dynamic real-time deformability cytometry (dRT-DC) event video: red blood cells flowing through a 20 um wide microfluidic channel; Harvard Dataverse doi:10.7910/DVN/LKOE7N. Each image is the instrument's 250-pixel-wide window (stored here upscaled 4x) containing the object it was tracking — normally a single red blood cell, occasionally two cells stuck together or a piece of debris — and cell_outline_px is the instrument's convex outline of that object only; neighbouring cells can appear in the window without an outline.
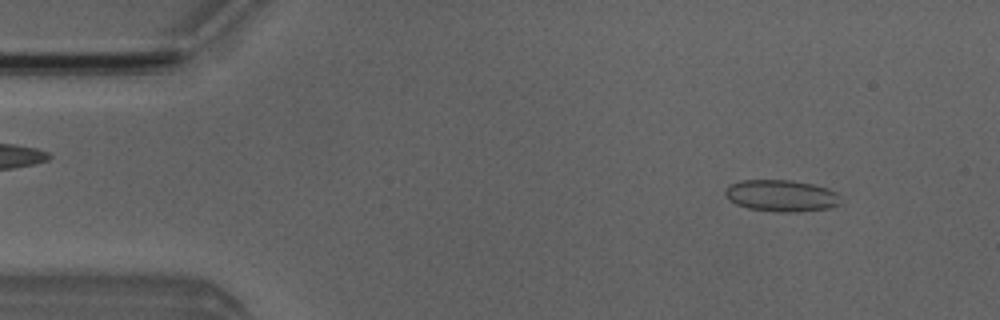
{"species": "Egyptian fruit bat (a non-hibernating species)", "species_latin": "Rousettus aegyptiacus", "temperature_condition": "room temperature", "stored_images_in_passage": 2, "camera_frame_rate_fps": 3000, "um_per_image_px": 0.085, "animal": {"sex": "male"}, "frame": {"image": 1, "passage_image": 2, "time_ms": 2.0, "image_size_px": [1000, 320], "cell_outline_px": [[840, 204], [828, 208], [796, 212], [780, 212], [748, 208], [736, 204], [728, 200], [724, 192], [732, 184], [740, 180], [792, 180], [812, 184], [828, 188], [836, 192], [840, 196]], "centroid_in_image_um": [66.42, 16.63], "position_along_channel_um": 18.6, "area_um2": 21.27}}